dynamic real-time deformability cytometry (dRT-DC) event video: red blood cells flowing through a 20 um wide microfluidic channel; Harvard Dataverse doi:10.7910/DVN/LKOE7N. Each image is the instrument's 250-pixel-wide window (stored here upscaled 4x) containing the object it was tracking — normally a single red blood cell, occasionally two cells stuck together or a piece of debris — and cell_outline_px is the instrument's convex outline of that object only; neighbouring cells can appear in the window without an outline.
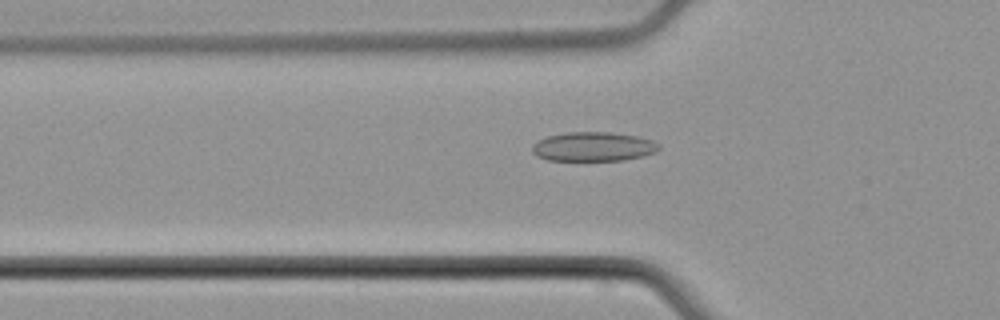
{"species": "common noctule bat (a hibernating species)", "species_latin": "Nyctalus noctula", "temperature_condition": "cold", "stored_images_in_passage": 46, "camera_frame_rate_fps": 3000, "um_per_image_px": 0.085, "animal": {"sex": "male", "body_mass_g": 21.5, "forearm_length_mm": 52.0}, "frame": {"image": 1, "passage_image": 10, "time_ms": 3.0, "image_size_px": [1000, 320], "cell_outline_px": [[660, 148], [656, 152], [644, 156], [624, 160], [548, 160], [536, 156], [532, 152], [532, 144], [536, 140], [548, 136], [568, 132], [608, 132], [636, 136], [652, 140], [660, 144]], "centroid_in_image_um": [50.42, 12.46], "position_along_channel_um": 75.4, "area_um2": 21.68}}
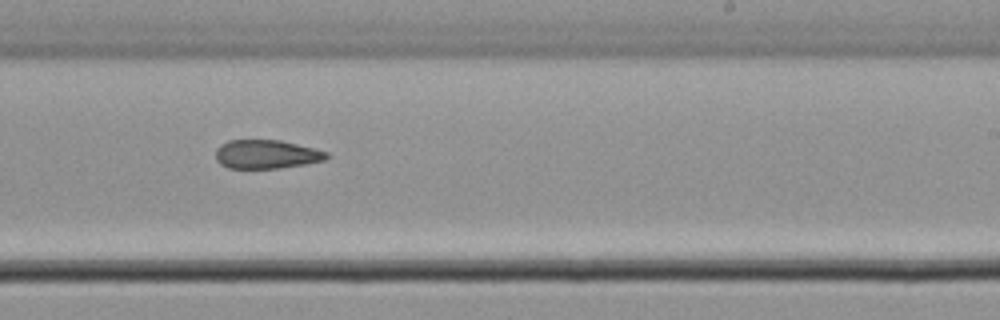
{"frame": {"image": 2, "passage_image": 25, "time_ms": 8.0, "image_size_px": [1000, 320], "cell_outline_px": [[328, 156], [324, 160], [304, 164], [280, 168], [228, 168], [220, 164], [216, 160], [216, 148], [220, 144], [228, 140], [280, 140], [328, 152]], "centroid_in_image_um": [22.59, 13.11], "position_along_channel_um": 266.4, "area_um2": 18.5}}
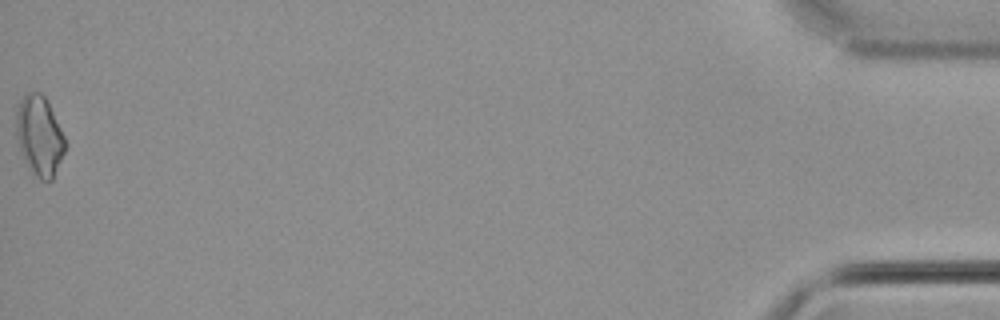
{"frame": {"image": 3, "passage_image": 46, "time_ms": 15.0, "image_size_px": [1000, 320], "cell_outline_px": [[64, 152], [52, 180], [40, 180], [32, 176], [24, 160], [20, 148], [16, 132], [16, 108], [20, 100], [28, 92], [40, 92], [44, 96], [64, 136]], "centroid_in_image_um": [3.32, 11.57], "position_along_channel_um": 431.9, "area_um2": 22.48}, "authors_computed_cell_mechanics": {"area_um2": 20.0277, "velocity_mm_per_s": 3.816, "shape_relaxation_time_tau1_ms": null, "shape_relaxation_time_tau2_ms": 5.8977, "deformation_change_tau1": null, "deformation_change_tau2": 0.121}}